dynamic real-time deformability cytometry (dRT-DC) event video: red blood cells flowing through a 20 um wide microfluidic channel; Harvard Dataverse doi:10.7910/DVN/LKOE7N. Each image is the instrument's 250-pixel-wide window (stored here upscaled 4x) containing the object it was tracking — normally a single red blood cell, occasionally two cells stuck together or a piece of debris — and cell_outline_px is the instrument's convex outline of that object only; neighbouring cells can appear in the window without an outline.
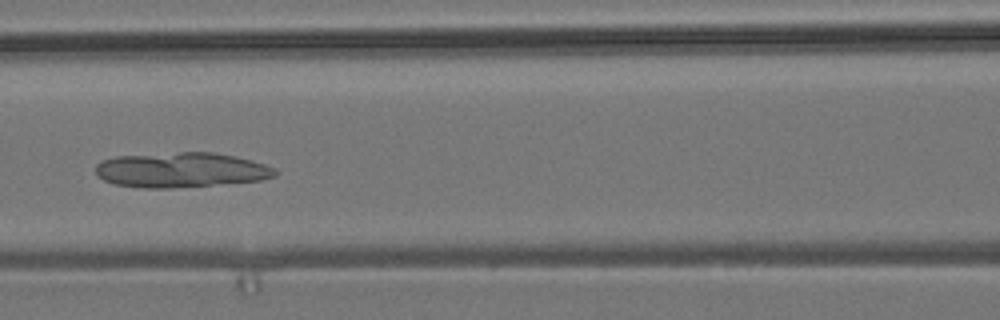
{"species": "common noctule bat (a hibernating species)", "species_latin": "Nyctalus noctula", "temperature_condition": "room temperature", "stored_images_in_passage": 7, "camera_frame_rate_fps": 3000, "um_per_image_px": 0.085, "animal": {"sex": "male", "body_mass_g": 19.2, "forearm_length_mm": 51.8}, "frame": {"image": 1, "passage_image": 7, "time_ms": 2.0, "image_size_px": [1000, 320], "cell_outline_px": [[280, 172], [276, 176], [260, 180], [172, 188], [144, 188], [116, 184], [104, 180], [96, 176], [96, 164], [100, 160], [116, 156], [180, 152], [212, 152], [236, 156], [252, 160], [276, 168]], "centroid_in_image_um": [15.39, 14.44], "position_along_channel_um": 151.2, "area_um2": 36.7}}